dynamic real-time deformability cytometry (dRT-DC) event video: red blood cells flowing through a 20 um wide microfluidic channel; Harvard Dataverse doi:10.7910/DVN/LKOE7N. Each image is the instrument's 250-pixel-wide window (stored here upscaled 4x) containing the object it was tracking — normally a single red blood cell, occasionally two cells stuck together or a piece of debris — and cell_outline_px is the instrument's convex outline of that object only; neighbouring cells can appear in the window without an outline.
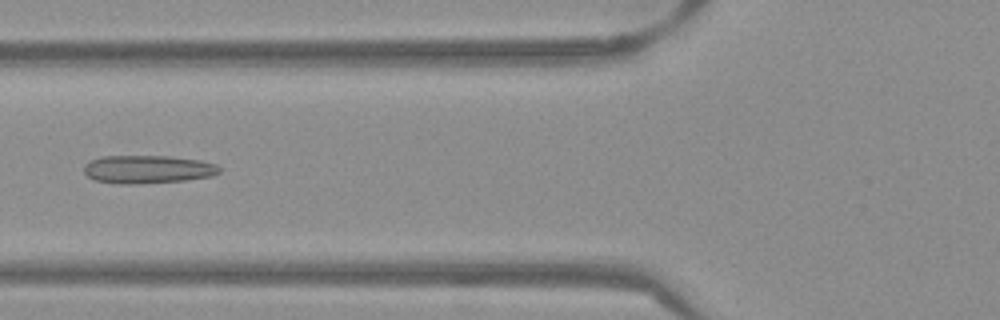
{"species": "Egyptian fruit bat (a non-hibernating species)", "species_latin": "Rousettus aegyptiacus", "temperature_condition": "warm", "stored_images_in_passage": 53, "camera_frame_rate_fps": 3000, "um_per_image_px": 0.085, "frame": {"image": 1, "passage_image": 21, "time_ms": 6.667, "image_size_px": [1000, 320], "cell_outline_px": [[220, 172], [212, 176], [184, 180], [140, 184], [116, 184], [96, 180], [88, 176], [84, 172], [84, 164], [88, 160], [104, 156], [168, 156], [200, 160], [216, 164], [220, 168]], "centroid_in_image_um": [12.53, 14.39], "position_along_channel_um": 113.3, "area_um2": 22.31}}
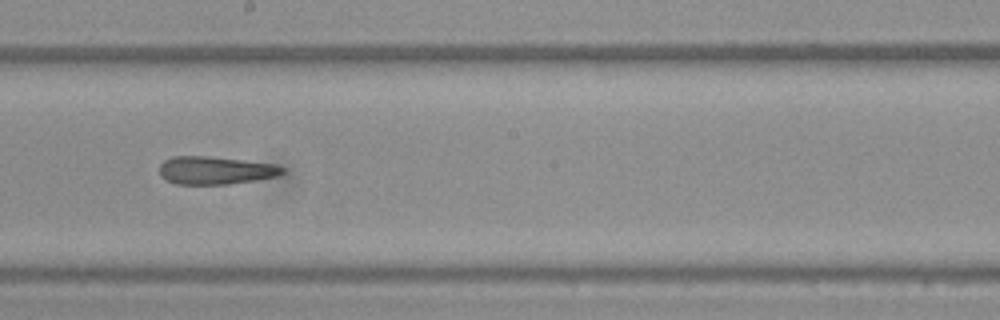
{"frame": {"image": 2, "passage_image": 30, "time_ms": 9.667, "image_size_px": [1000, 320], "cell_outline_px": [[284, 172], [280, 176], [256, 180], [228, 184], [176, 184], [160, 176], [160, 164], [164, 160], [172, 156], [208, 156], [244, 160], [276, 164], [284, 168]], "centroid_in_image_um": [18.33, 14.48], "position_along_channel_um": 229.9, "area_um2": 20.11}}
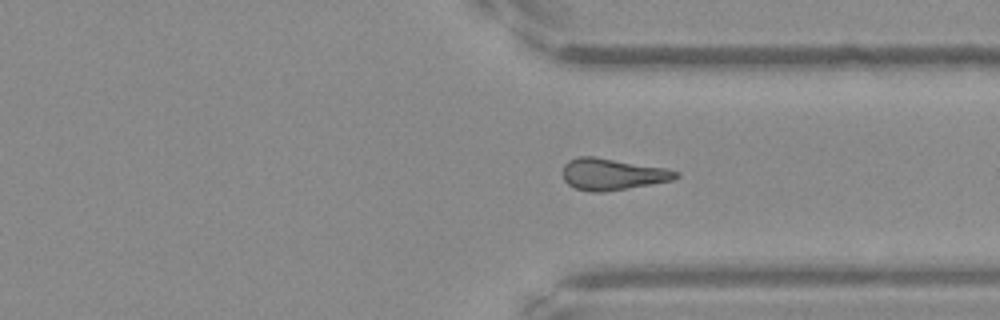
{"frame": {"image": 3, "passage_image": 40, "time_ms": 13.0, "image_size_px": [1000, 320], "cell_outline_px": [[680, 176], [672, 180], [604, 192], [592, 192], [576, 188], [568, 184], [564, 180], [564, 164], [568, 160], [576, 156], [592, 156], [668, 168], [680, 172]], "centroid_in_image_um": [52.06, 14.79], "position_along_channel_um": 359.3, "area_um2": 20.75}, "authors_computed_cell_mechanics": {"area_um2": 21.1548, "velocity_mm_per_s": 3.8786, "shape_relaxation_time_tau1_ms": null, "shape_relaxation_time_tau2_ms": 4.0744, "deformation_change_tau1": null, "deformation_change_tau2": 0.1597}}